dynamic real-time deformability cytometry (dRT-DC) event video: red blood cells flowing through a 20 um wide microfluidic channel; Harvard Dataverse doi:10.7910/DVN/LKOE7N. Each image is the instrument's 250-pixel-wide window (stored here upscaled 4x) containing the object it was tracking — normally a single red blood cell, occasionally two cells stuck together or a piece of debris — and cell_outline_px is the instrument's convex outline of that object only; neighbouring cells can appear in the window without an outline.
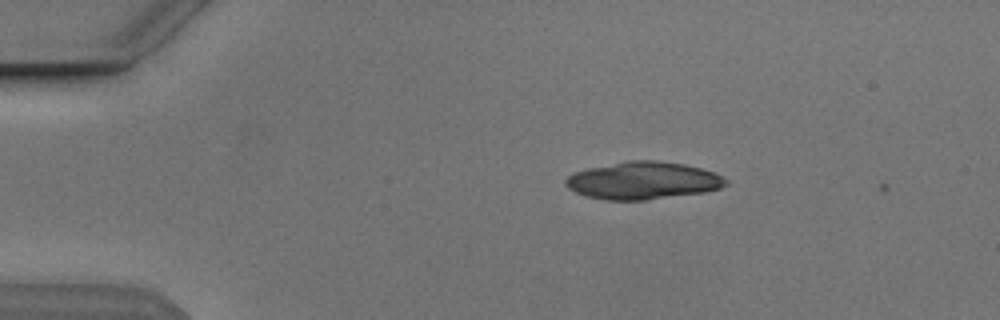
{"species": "Egyptian fruit bat (a non-hibernating species)", "species_latin": "Rousettus aegyptiacus", "temperature_condition": "cold", "stored_images_in_passage": 8, "camera_frame_rate_fps": 3000, "um_per_image_px": 0.085, "animal": {"sex": "male"}, "frame": {"image": 1, "passage_image": 4, "time_ms": 1.0, "image_size_px": [1000, 320], "cell_outline_px": [[728, 184], [720, 188], [704, 192], [644, 200], [608, 200], [588, 196], [576, 192], [568, 188], [564, 184], [564, 180], [572, 172], [588, 168], [628, 160], [656, 160], [684, 164], [716, 172], [728, 180]], "centroid_in_image_um": [54.66, 15.34], "position_along_channel_um": 30.3, "area_um2": 35.03}}